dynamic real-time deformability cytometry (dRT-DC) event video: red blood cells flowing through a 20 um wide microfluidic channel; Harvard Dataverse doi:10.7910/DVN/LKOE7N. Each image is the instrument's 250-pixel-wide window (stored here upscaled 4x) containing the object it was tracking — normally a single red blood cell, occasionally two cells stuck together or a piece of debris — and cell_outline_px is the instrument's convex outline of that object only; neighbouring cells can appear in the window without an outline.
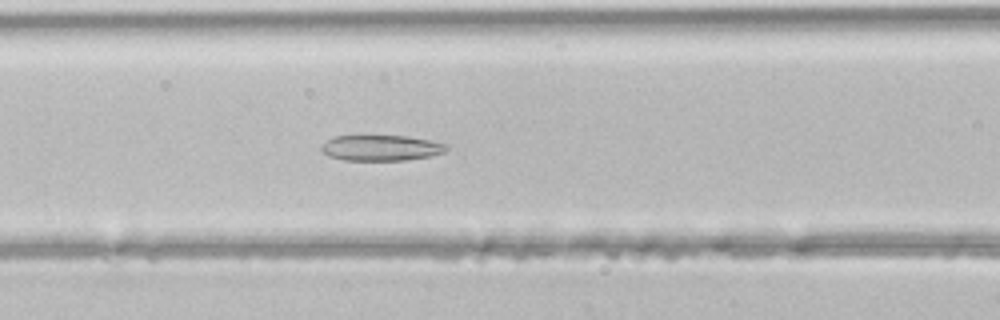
{"species": "common noctule bat (a hibernating species)", "species_latin": "Nyctalus noctula", "temperature_condition": "room temperature", "stored_images_in_passage": 46, "camera_frame_rate_fps": 3000, "um_per_image_px": 0.085, "animal": {"sex": "male", "body_mass_g": 21.5, "forearm_length_mm": 52.0}, "frame": {"image": 1, "passage_image": 19, "time_ms": 6.0, "image_size_px": [1000, 320], "cell_outline_px": [[448, 148], [444, 152], [428, 156], [404, 160], [344, 160], [328, 156], [320, 148], [320, 144], [336, 136], [408, 136], [448, 144]], "centroid_in_image_um": [32.37, 12.57], "position_along_channel_um": 134.2, "area_um2": 18.55}}
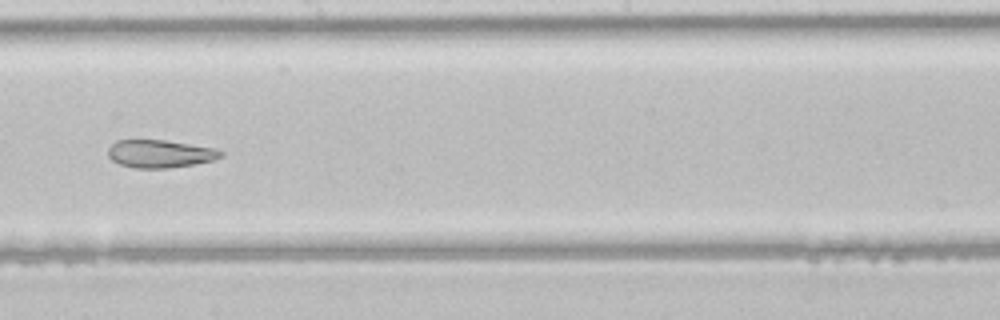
{"frame": {"image": 2, "passage_image": 26, "time_ms": 8.333, "image_size_px": [1000, 320], "cell_outline_px": [[224, 156], [212, 160], [192, 164], [168, 168], [132, 168], [120, 164], [112, 160], [108, 156], [108, 148], [116, 140], [164, 140], [216, 148], [224, 152]], "centroid_in_image_um": [13.6, 13.07], "position_along_channel_um": 234.6, "area_um2": 18.26}}
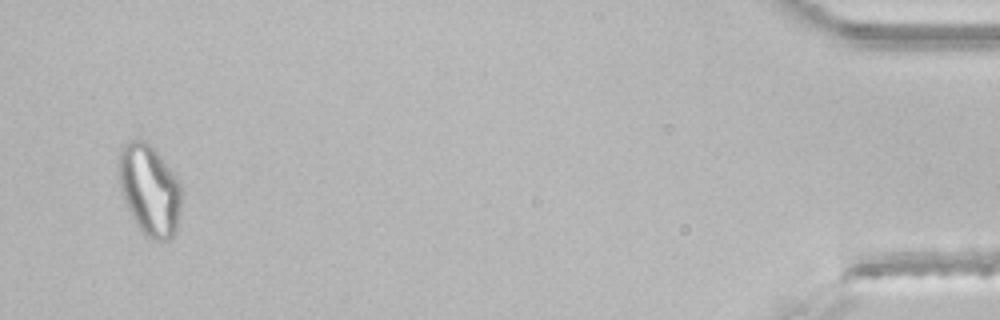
{"frame": {"image": 3, "passage_image": 45, "time_ms": 14.667, "image_size_px": [1000, 320], "cell_outline_px": [[180, 208], [176, 232], [168, 240], [152, 240], [144, 236], [136, 224], [124, 200], [120, 188], [120, 148], [128, 140], [144, 140], [152, 144], [180, 180]], "centroid_in_image_um": [12.73, 16.13], "position_along_channel_um": 422.5, "area_um2": 33.29}}